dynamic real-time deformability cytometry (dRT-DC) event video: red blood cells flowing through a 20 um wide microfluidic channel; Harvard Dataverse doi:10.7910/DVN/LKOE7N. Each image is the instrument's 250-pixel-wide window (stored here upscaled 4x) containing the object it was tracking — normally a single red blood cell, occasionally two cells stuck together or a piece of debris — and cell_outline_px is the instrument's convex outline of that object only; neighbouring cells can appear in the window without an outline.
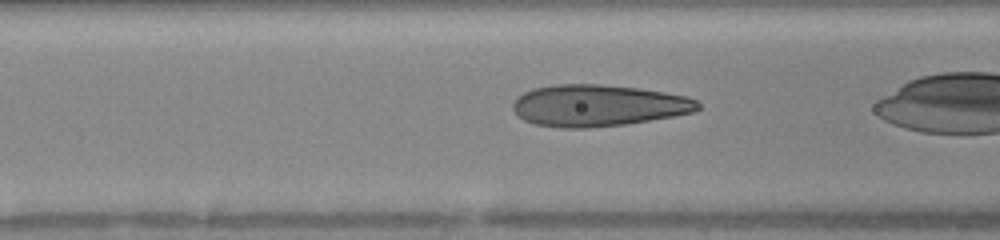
{"species": "human", "species_latin": "Homo sapiens", "temperature_condition": "warm", "stored_images_in_passage": 38, "camera_frame_rate_fps": 3000, "um_per_image_px": 0.085, "donor": {"sex": "female"}, "frame": {"image": 1, "passage_image": 18, "time_ms": 5.667, "image_size_px": [1000, 240], "cell_outline_px": [[700, 108], [696, 112], [624, 124], [588, 128], [560, 128], [536, 124], [524, 120], [512, 108], [512, 104], [524, 92], [532, 88], [556, 84], [600, 84], [640, 88], [688, 96], [696, 100], [700, 104]], "centroid_in_image_um": [50.86, 8.96], "position_along_channel_um": 115.7, "area_um2": 44.85}}
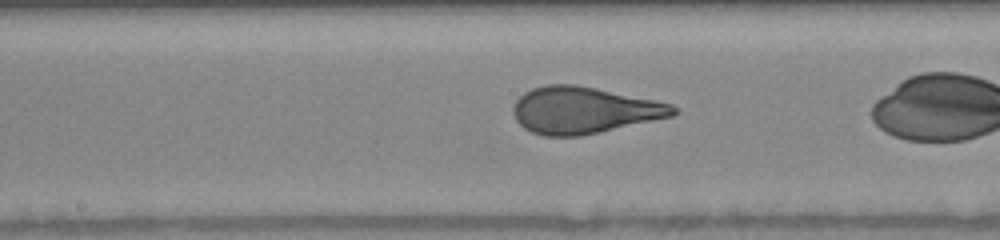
{"frame": {"image": 2, "passage_image": 24, "time_ms": 7.667, "image_size_px": [1000, 240], "cell_outline_px": [[680, 112], [672, 116], [600, 132], [580, 136], [544, 136], [532, 132], [524, 128], [516, 120], [512, 108], [516, 100], [524, 92], [532, 88], [548, 84], [576, 84], [656, 100], [672, 104]], "centroid_in_image_um": [49.62, 9.36], "position_along_channel_um": 198.6, "area_um2": 43.52}}
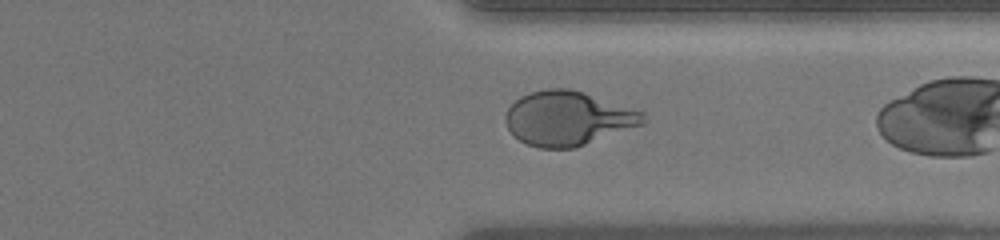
{"frame": {"image": 3, "passage_image": 36, "time_ms": 11.667, "image_size_px": [1000, 240], "cell_outline_px": [[648, 120], [644, 124], [572, 148], [540, 148], [528, 144], [520, 140], [508, 128], [504, 120], [504, 116], [508, 108], [520, 96], [532, 92], [548, 88], [568, 88], [584, 92], [644, 112]], "centroid_in_image_um": [48.28, 10.05], "position_along_channel_um": 363.1, "area_um2": 43.23}}